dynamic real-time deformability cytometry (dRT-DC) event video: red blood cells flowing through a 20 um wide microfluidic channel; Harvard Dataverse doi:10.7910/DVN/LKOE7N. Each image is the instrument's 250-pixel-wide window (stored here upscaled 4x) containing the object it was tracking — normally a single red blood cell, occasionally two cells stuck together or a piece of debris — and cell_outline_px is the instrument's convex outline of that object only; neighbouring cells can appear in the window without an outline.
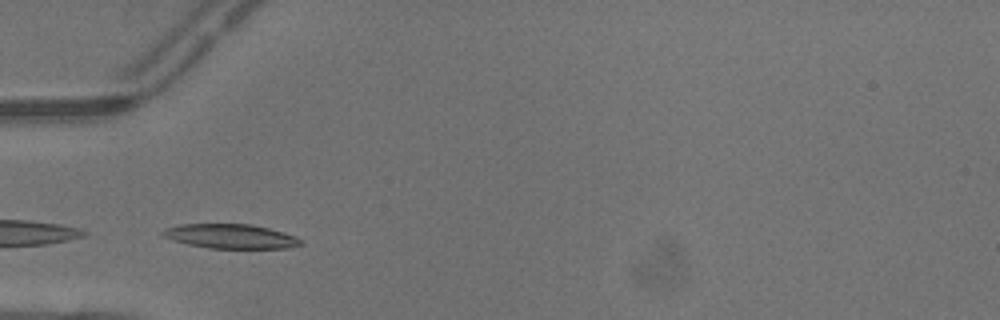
{"species": "common noctule bat (a hibernating species)", "species_latin": "Nyctalus noctula", "temperature_condition": "warm", "stored_images_in_passage": 3, "camera_frame_rate_fps": 3000, "um_per_image_px": 0.085, "animal": {"sex": "male", "body_mass_g": 13.3}, "frame": {"image": 1, "passage_image": 2, "time_ms": 0.333, "image_size_px": [1000, 320], "cell_outline_px": [[304, 244], [288, 248], [212, 248], [188, 244], [172, 240], [164, 236], [160, 232], [164, 228], [180, 224], [252, 224], [284, 232], [296, 236], [304, 240]], "centroid_in_image_um": [19.64, 20.08], "position_along_channel_um": 65.4, "area_um2": 19.71}}